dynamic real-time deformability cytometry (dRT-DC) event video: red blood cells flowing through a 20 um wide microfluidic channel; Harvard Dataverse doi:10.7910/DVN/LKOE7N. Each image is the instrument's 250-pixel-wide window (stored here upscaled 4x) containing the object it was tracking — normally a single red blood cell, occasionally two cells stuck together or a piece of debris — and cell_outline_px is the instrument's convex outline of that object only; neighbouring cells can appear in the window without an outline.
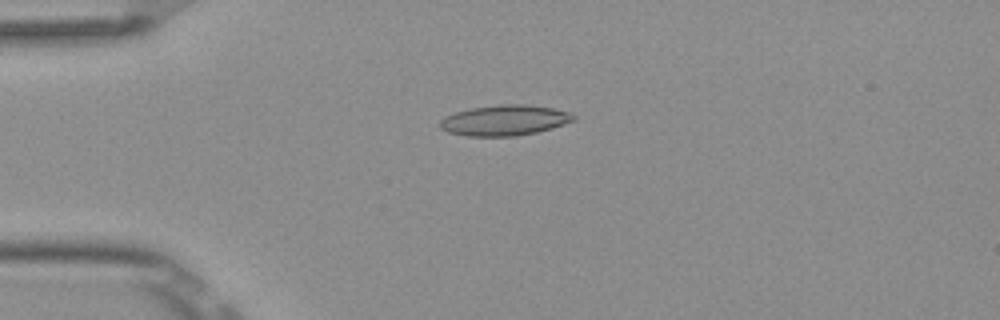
{"species": "Egyptian fruit bat (a non-hibernating species)", "species_latin": "Rousettus aegyptiacus", "temperature_condition": "room temperature", "stored_images_in_passage": 2, "camera_frame_rate_fps": 3000, "um_per_image_px": 0.085, "frame": {"image": 1, "passage_image": 1, "time_ms": 0.0, "image_size_px": [1000, 320], "cell_outline_px": [[576, 120], [552, 128], [536, 132], [516, 136], [468, 136], [448, 132], [440, 128], [440, 120], [444, 116], [468, 108], [496, 104], [524, 104], [552, 108], [568, 112], [576, 116]], "centroid_in_image_um": [42.87, 10.22], "position_along_channel_um": 42.1, "area_um2": 23.87}}